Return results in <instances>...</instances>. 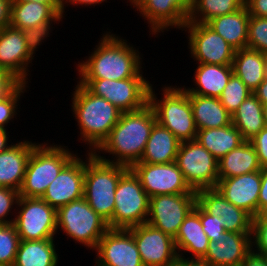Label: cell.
I'll return each instance as SVG.
<instances>
[{"label": "cell", "instance_id": "6da1fadb", "mask_svg": "<svg viewBox=\"0 0 267 266\" xmlns=\"http://www.w3.org/2000/svg\"><path fill=\"white\" fill-rule=\"evenodd\" d=\"M156 123L155 112L149 104L137 111L122 112L119 121L94 154L107 163L131 168L140 161ZM101 153H109L112 158L107 159Z\"/></svg>", "mask_w": 267, "mask_h": 266}, {"label": "cell", "instance_id": "8992f818", "mask_svg": "<svg viewBox=\"0 0 267 266\" xmlns=\"http://www.w3.org/2000/svg\"><path fill=\"white\" fill-rule=\"evenodd\" d=\"M152 86L148 104L155 112L157 123L170 130L181 142L195 140L198 129L188 93L183 87L163 86V96L158 99Z\"/></svg>", "mask_w": 267, "mask_h": 266}, {"label": "cell", "instance_id": "8fae6325", "mask_svg": "<svg viewBox=\"0 0 267 266\" xmlns=\"http://www.w3.org/2000/svg\"><path fill=\"white\" fill-rule=\"evenodd\" d=\"M175 162L193 191L216 187L218 160L197 140L181 142Z\"/></svg>", "mask_w": 267, "mask_h": 266}, {"label": "cell", "instance_id": "7402d4cb", "mask_svg": "<svg viewBox=\"0 0 267 266\" xmlns=\"http://www.w3.org/2000/svg\"><path fill=\"white\" fill-rule=\"evenodd\" d=\"M215 188L227 201L246 211L252 218L258 216L260 171L221 179Z\"/></svg>", "mask_w": 267, "mask_h": 266}, {"label": "cell", "instance_id": "4fadbf2b", "mask_svg": "<svg viewBox=\"0 0 267 266\" xmlns=\"http://www.w3.org/2000/svg\"><path fill=\"white\" fill-rule=\"evenodd\" d=\"M196 204V193L150 197L147 223L175 238L180 225Z\"/></svg>", "mask_w": 267, "mask_h": 266}, {"label": "cell", "instance_id": "11a10c76", "mask_svg": "<svg viewBox=\"0 0 267 266\" xmlns=\"http://www.w3.org/2000/svg\"><path fill=\"white\" fill-rule=\"evenodd\" d=\"M39 2L42 4H61V0H12V2Z\"/></svg>", "mask_w": 267, "mask_h": 266}, {"label": "cell", "instance_id": "4316f807", "mask_svg": "<svg viewBox=\"0 0 267 266\" xmlns=\"http://www.w3.org/2000/svg\"><path fill=\"white\" fill-rule=\"evenodd\" d=\"M250 14L244 5L237 11L215 17L206 24L235 50L247 48Z\"/></svg>", "mask_w": 267, "mask_h": 266}, {"label": "cell", "instance_id": "cb8c5ba5", "mask_svg": "<svg viewBox=\"0 0 267 266\" xmlns=\"http://www.w3.org/2000/svg\"><path fill=\"white\" fill-rule=\"evenodd\" d=\"M36 142L21 140L0 152V186L20 190L30 154Z\"/></svg>", "mask_w": 267, "mask_h": 266}, {"label": "cell", "instance_id": "8d00e7d4", "mask_svg": "<svg viewBox=\"0 0 267 266\" xmlns=\"http://www.w3.org/2000/svg\"><path fill=\"white\" fill-rule=\"evenodd\" d=\"M20 237L14 224H0V265L13 266Z\"/></svg>", "mask_w": 267, "mask_h": 266}, {"label": "cell", "instance_id": "b9f144b4", "mask_svg": "<svg viewBox=\"0 0 267 266\" xmlns=\"http://www.w3.org/2000/svg\"><path fill=\"white\" fill-rule=\"evenodd\" d=\"M19 191L10 187L0 186V224H12L15 218L7 216L14 214L11 210L16 209L19 200ZM12 213V214H10Z\"/></svg>", "mask_w": 267, "mask_h": 266}, {"label": "cell", "instance_id": "ffe728a7", "mask_svg": "<svg viewBox=\"0 0 267 266\" xmlns=\"http://www.w3.org/2000/svg\"><path fill=\"white\" fill-rule=\"evenodd\" d=\"M33 56L26 47L22 30L11 26L0 30V68L9 71L21 83L28 84ZM29 73V74H28Z\"/></svg>", "mask_w": 267, "mask_h": 266}, {"label": "cell", "instance_id": "d590c367", "mask_svg": "<svg viewBox=\"0 0 267 266\" xmlns=\"http://www.w3.org/2000/svg\"><path fill=\"white\" fill-rule=\"evenodd\" d=\"M252 93L253 92L245 85V83L233 74L223 89L219 100L227 112L232 116L243 101Z\"/></svg>", "mask_w": 267, "mask_h": 266}, {"label": "cell", "instance_id": "ee69618b", "mask_svg": "<svg viewBox=\"0 0 267 266\" xmlns=\"http://www.w3.org/2000/svg\"><path fill=\"white\" fill-rule=\"evenodd\" d=\"M253 144L260 165H267V126H265L254 138L250 140Z\"/></svg>", "mask_w": 267, "mask_h": 266}, {"label": "cell", "instance_id": "44dd1931", "mask_svg": "<svg viewBox=\"0 0 267 266\" xmlns=\"http://www.w3.org/2000/svg\"><path fill=\"white\" fill-rule=\"evenodd\" d=\"M252 232L220 234L218 241H209L205 257L209 266H239L252 251Z\"/></svg>", "mask_w": 267, "mask_h": 266}, {"label": "cell", "instance_id": "9f6ffc18", "mask_svg": "<svg viewBox=\"0 0 267 266\" xmlns=\"http://www.w3.org/2000/svg\"><path fill=\"white\" fill-rule=\"evenodd\" d=\"M263 114H264L265 125L267 126V104H263Z\"/></svg>", "mask_w": 267, "mask_h": 266}, {"label": "cell", "instance_id": "7bdbcfd3", "mask_svg": "<svg viewBox=\"0 0 267 266\" xmlns=\"http://www.w3.org/2000/svg\"><path fill=\"white\" fill-rule=\"evenodd\" d=\"M200 221L203 231L206 233L210 241H218L220 234L225 232L224 225L220 218L211 216L200 207Z\"/></svg>", "mask_w": 267, "mask_h": 266}, {"label": "cell", "instance_id": "ab89813d", "mask_svg": "<svg viewBox=\"0 0 267 266\" xmlns=\"http://www.w3.org/2000/svg\"><path fill=\"white\" fill-rule=\"evenodd\" d=\"M252 250L267 256V212L252 219Z\"/></svg>", "mask_w": 267, "mask_h": 266}, {"label": "cell", "instance_id": "816d5d0a", "mask_svg": "<svg viewBox=\"0 0 267 266\" xmlns=\"http://www.w3.org/2000/svg\"><path fill=\"white\" fill-rule=\"evenodd\" d=\"M173 266H209L206 262L203 260L198 259H187L179 257Z\"/></svg>", "mask_w": 267, "mask_h": 266}, {"label": "cell", "instance_id": "f1b7e54d", "mask_svg": "<svg viewBox=\"0 0 267 266\" xmlns=\"http://www.w3.org/2000/svg\"><path fill=\"white\" fill-rule=\"evenodd\" d=\"M234 74L254 92L267 76L265 54L249 49L235 50L233 59Z\"/></svg>", "mask_w": 267, "mask_h": 266}, {"label": "cell", "instance_id": "484cf974", "mask_svg": "<svg viewBox=\"0 0 267 266\" xmlns=\"http://www.w3.org/2000/svg\"><path fill=\"white\" fill-rule=\"evenodd\" d=\"M194 73V88L183 89L188 94H198L201 96L219 98L223 89L234 74L232 65H216L197 63Z\"/></svg>", "mask_w": 267, "mask_h": 266}, {"label": "cell", "instance_id": "7dc6e473", "mask_svg": "<svg viewBox=\"0 0 267 266\" xmlns=\"http://www.w3.org/2000/svg\"><path fill=\"white\" fill-rule=\"evenodd\" d=\"M244 5L250 16L267 18V0H245Z\"/></svg>", "mask_w": 267, "mask_h": 266}, {"label": "cell", "instance_id": "9c48e42d", "mask_svg": "<svg viewBox=\"0 0 267 266\" xmlns=\"http://www.w3.org/2000/svg\"><path fill=\"white\" fill-rule=\"evenodd\" d=\"M114 196L115 208L107 223L109 228L129 229L147 222L150 197L131 169L120 178Z\"/></svg>", "mask_w": 267, "mask_h": 266}, {"label": "cell", "instance_id": "681fc988", "mask_svg": "<svg viewBox=\"0 0 267 266\" xmlns=\"http://www.w3.org/2000/svg\"><path fill=\"white\" fill-rule=\"evenodd\" d=\"M239 266H267V256L260 255L252 250Z\"/></svg>", "mask_w": 267, "mask_h": 266}, {"label": "cell", "instance_id": "277c9868", "mask_svg": "<svg viewBox=\"0 0 267 266\" xmlns=\"http://www.w3.org/2000/svg\"><path fill=\"white\" fill-rule=\"evenodd\" d=\"M87 155H85L84 198L90 207L108 223L114 213L116 187L120 178L130 168L107 163L91 152Z\"/></svg>", "mask_w": 267, "mask_h": 266}, {"label": "cell", "instance_id": "836d02e7", "mask_svg": "<svg viewBox=\"0 0 267 266\" xmlns=\"http://www.w3.org/2000/svg\"><path fill=\"white\" fill-rule=\"evenodd\" d=\"M232 124L245 141H250L266 126L263 104L254 93L250 94L232 115Z\"/></svg>", "mask_w": 267, "mask_h": 266}, {"label": "cell", "instance_id": "5b68a950", "mask_svg": "<svg viewBox=\"0 0 267 266\" xmlns=\"http://www.w3.org/2000/svg\"><path fill=\"white\" fill-rule=\"evenodd\" d=\"M75 156L67 146L38 143L29 156L20 197L41 198L49 184Z\"/></svg>", "mask_w": 267, "mask_h": 266}, {"label": "cell", "instance_id": "db71d44e", "mask_svg": "<svg viewBox=\"0 0 267 266\" xmlns=\"http://www.w3.org/2000/svg\"><path fill=\"white\" fill-rule=\"evenodd\" d=\"M8 133L4 129H0V152L8 149L12 144H8Z\"/></svg>", "mask_w": 267, "mask_h": 266}, {"label": "cell", "instance_id": "5bb4252c", "mask_svg": "<svg viewBox=\"0 0 267 266\" xmlns=\"http://www.w3.org/2000/svg\"><path fill=\"white\" fill-rule=\"evenodd\" d=\"M129 3L147 21L150 33L157 37L173 27L182 30L191 10V0H129Z\"/></svg>", "mask_w": 267, "mask_h": 266}, {"label": "cell", "instance_id": "9a60e30c", "mask_svg": "<svg viewBox=\"0 0 267 266\" xmlns=\"http://www.w3.org/2000/svg\"><path fill=\"white\" fill-rule=\"evenodd\" d=\"M149 197L163 194L196 193L186 182L176 162L167 164L135 163L130 168Z\"/></svg>", "mask_w": 267, "mask_h": 266}, {"label": "cell", "instance_id": "1f68e13d", "mask_svg": "<svg viewBox=\"0 0 267 266\" xmlns=\"http://www.w3.org/2000/svg\"><path fill=\"white\" fill-rule=\"evenodd\" d=\"M217 160L238 148L245 140L239 130L233 125L221 128L200 129L197 131L196 139Z\"/></svg>", "mask_w": 267, "mask_h": 266}, {"label": "cell", "instance_id": "d6a6232c", "mask_svg": "<svg viewBox=\"0 0 267 266\" xmlns=\"http://www.w3.org/2000/svg\"><path fill=\"white\" fill-rule=\"evenodd\" d=\"M54 239L21 240L13 266H57Z\"/></svg>", "mask_w": 267, "mask_h": 266}, {"label": "cell", "instance_id": "3957f363", "mask_svg": "<svg viewBox=\"0 0 267 266\" xmlns=\"http://www.w3.org/2000/svg\"><path fill=\"white\" fill-rule=\"evenodd\" d=\"M72 94V111L77 119L80 138L94 153L107 139L111 129L122 114L105 98L95 96L82 84H77Z\"/></svg>", "mask_w": 267, "mask_h": 266}, {"label": "cell", "instance_id": "ac0fdd59", "mask_svg": "<svg viewBox=\"0 0 267 266\" xmlns=\"http://www.w3.org/2000/svg\"><path fill=\"white\" fill-rule=\"evenodd\" d=\"M85 160L75 156L49 184L41 197L54 209L84 197Z\"/></svg>", "mask_w": 267, "mask_h": 266}, {"label": "cell", "instance_id": "30bf717a", "mask_svg": "<svg viewBox=\"0 0 267 266\" xmlns=\"http://www.w3.org/2000/svg\"><path fill=\"white\" fill-rule=\"evenodd\" d=\"M14 226L21 240L54 239L57 231V210L37 197H19Z\"/></svg>", "mask_w": 267, "mask_h": 266}, {"label": "cell", "instance_id": "7c38bea8", "mask_svg": "<svg viewBox=\"0 0 267 266\" xmlns=\"http://www.w3.org/2000/svg\"><path fill=\"white\" fill-rule=\"evenodd\" d=\"M188 48L197 63L232 65L235 49L206 23L186 22Z\"/></svg>", "mask_w": 267, "mask_h": 266}, {"label": "cell", "instance_id": "bcb514c9", "mask_svg": "<svg viewBox=\"0 0 267 266\" xmlns=\"http://www.w3.org/2000/svg\"><path fill=\"white\" fill-rule=\"evenodd\" d=\"M261 188L258 198V215L267 212V165L260 170Z\"/></svg>", "mask_w": 267, "mask_h": 266}, {"label": "cell", "instance_id": "d4e9b609", "mask_svg": "<svg viewBox=\"0 0 267 266\" xmlns=\"http://www.w3.org/2000/svg\"><path fill=\"white\" fill-rule=\"evenodd\" d=\"M61 4L39 2H12L10 26L19 30L30 29L46 22H62Z\"/></svg>", "mask_w": 267, "mask_h": 266}, {"label": "cell", "instance_id": "74e56055", "mask_svg": "<svg viewBox=\"0 0 267 266\" xmlns=\"http://www.w3.org/2000/svg\"><path fill=\"white\" fill-rule=\"evenodd\" d=\"M247 48L267 53V18L250 16Z\"/></svg>", "mask_w": 267, "mask_h": 266}, {"label": "cell", "instance_id": "ba28073f", "mask_svg": "<svg viewBox=\"0 0 267 266\" xmlns=\"http://www.w3.org/2000/svg\"><path fill=\"white\" fill-rule=\"evenodd\" d=\"M142 74L141 70L135 77L123 80L79 79L77 83L85 86L95 96L105 98L122 112H133L149 103L152 84Z\"/></svg>", "mask_w": 267, "mask_h": 266}, {"label": "cell", "instance_id": "6f0895ef", "mask_svg": "<svg viewBox=\"0 0 267 266\" xmlns=\"http://www.w3.org/2000/svg\"><path fill=\"white\" fill-rule=\"evenodd\" d=\"M265 58H266V67H267V53L265 54Z\"/></svg>", "mask_w": 267, "mask_h": 266}, {"label": "cell", "instance_id": "f907efd6", "mask_svg": "<svg viewBox=\"0 0 267 266\" xmlns=\"http://www.w3.org/2000/svg\"><path fill=\"white\" fill-rule=\"evenodd\" d=\"M102 2L104 3V2H108V1L107 0H61L62 14L65 15L64 13L66 11H64V10L67 7L66 4L69 5V3H70V5L72 4V6L73 5H76V6L81 5L83 7V5H86V6H89V5L90 6H92V5L94 6V5H97V4L99 5Z\"/></svg>", "mask_w": 267, "mask_h": 266}, {"label": "cell", "instance_id": "f35d334b", "mask_svg": "<svg viewBox=\"0 0 267 266\" xmlns=\"http://www.w3.org/2000/svg\"><path fill=\"white\" fill-rule=\"evenodd\" d=\"M27 83H20L12 92L0 99V129L6 126L17 114L18 103L22 93L26 92Z\"/></svg>", "mask_w": 267, "mask_h": 266}, {"label": "cell", "instance_id": "52a82bcc", "mask_svg": "<svg viewBox=\"0 0 267 266\" xmlns=\"http://www.w3.org/2000/svg\"><path fill=\"white\" fill-rule=\"evenodd\" d=\"M67 238L95 250L99 240L109 229L107 222L88 204L84 197L74 200L57 210V231Z\"/></svg>", "mask_w": 267, "mask_h": 266}, {"label": "cell", "instance_id": "60d3db41", "mask_svg": "<svg viewBox=\"0 0 267 266\" xmlns=\"http://www.w3.org/2000/svg\"><path fill=\"white\" fill-rule=\"evenodd\" d=\"M59 24L57 22H46L40 25H37L36 27H32L30 29H23V35L26 42V47L29 53L34 57L36 54V49H38L39 45L44 43V40L49 37V32L52 33V26Z\"/></svg>", "mask_w": 267, "mask_h": 266}, {"label": "cell", "instance_id": "e0dca14e", "mask_svg": "<svg viewBox=\"0 0 267 266\" xmlns=\"http://www.w3.org/2000/svg\"><path fill=\"white\" fill-rule=\"evenodd\" d=\"M94 266H144L128 229H111L99 240Z\"/></svg>", "mask_w": 267, "mask_h": 266}, {"label": "cell", "instance_id": "7a4b0ae2", "mask_svg": "<svg viewBox=\"0 0 267 266\" xmlns=\"http://www.w3.org/2000/svg\"><path fill=\"white\" fill-rule=\"evenodd\" d=\"M120 36L107 32L95 50L83 62H78L77 79L123 80L135 77L142 67L141 55Z\"/></svg>", "mask_w": 267, "mask_h": 266}, {"label": "cell", "instance_id": "d6986e66", "mask_svg": "<svg viewBox=\"0 0 267 266\" xmlns=\"http://www.w3.org/2000/svg\"><path fill=\"white\" fill-rule=\"evenodd\" d=\"M196 203L211 216L220 218L225 231L252 232V217L243 209L227 201L216 188L196 192Z\"/></svg>", "mask_w": 267, "mask_h": 266}, {"label": "cell", "instance_id": "4dcf8cb0", "mask_svg": "<svg viewBox=\"0 0 267 266\" xmlns=\"http://www.w3.org/2000/svg\"><path fill=\"white\" fill-rule=\"evenodd\" d=\"M261 168L253 144L250 141H245L238 148L233 149L218 160V179L260 171Z\"/></svg>", "mask_w": 267, "mask_h": 266}, {"label": "cell", "instance_id": "83f0119b", "mask_svg": "<svg viewBox=\"0 0 267 266\" xmlns=\"http://www.w3.org/2000/svg\"><path fill=\"white\" fill-rule=\"evenodd\" d=\"M181 141L168 129L156 123L138 163L167 164L175 162Z\"/></svg>", "mask_w": 267, "mask_h": 266}, {"label": "cell", "instance_id": "c3c4849f", "mask_svg": "<svg viewBox=\"0 0 267 266\" xmlns=\"http://www.w3.org/2000/svg\"><path fill=\"white\" fill-rule=\"evenodd\" d=\"M12 0H0V30L10 26Z\"/></svg>", "mask_w": 267, "mask_h": 266}, {"label": "cell", "instance_id": "e575fe53", "mask_svg": "<svg viewBox=\"0 0 267 266\" xmlns=\"http://www.w3.org/2000/svg\"><path fill=\"white\" fill-rule=\"evenodd\" d=\"M245 0H191L187 22L207 23L211 19L231 14L244 6Z\"/></svg>", "mask_w": 267, "mask_h": 266}, {"label": "cell", "instance_id": "f5cc1de1", "mask_svg": "<svg viewBox=\"0 0 267 266\" xmlns=\"http://www.w3.org/2000/svg\"><path fill=\"white\" fill-rule=\"evenodd\" d=\"M253 93L257 96L262 104H267V76Z\"/></svg>", "mask_w": 267, "mask_h": 266}, {"label": "cell", "instance_id": "603a6c76", "mask_svg": "<svg viewBox=\"0 0 267 266\" xmlns=\"http://www.w3.org/2000/svg\"><path fill=\"white\" fill-rule=\"evenodd\" d=\"M202 228L200 206L196 203L174 238L179 257L185 258L183 253L186 252L191 253L187 259L202 260L205 257L210 240Z\"/></svg>", "mask_w": 267, "mask_h": 266}, {"label": "cell", "instance_id": "f6af8a7d", "mask_svg": "<svg viewBox=\"0 0 267 266\" xmlns=\"http://www.w3.org/2000/svg\"><path fill=\"white\" fill-rule=\"evenodd\" d=\"M20 83L9 71L0 68V99L12 92Z\"/></svg>", "mask_w": 267, "mask_h": 266}, {"label": "cell", "instance_id": "f546056e", "mask_svg": "<svg viewBox=\"0 0 267 266\" xmlns=\"http://www.w3.org/2000/svg\"><path fill=\"white\" fill-rule=\"evenodd\" d=\"M193 117L198 130L221 128L232 124V116L227 112L219 98L188 94Z\"/></svg>", "mask_w": 267, "mask_h": 266}, {"label": "cell", "instance_id": "2e32d148", "mask_svg": "<svg viewBox=\"0 0 267 266\" xmlns=\"http://www.w3.org/2000/svg\"><path fill=\"white\" fill-rule=\"evenodd\" d=\"M144 266H173L179 258L175 240L147 222L128 229Z\"/></svg>", "mask_w": 267, "mask_h": 266}]
</instances>
